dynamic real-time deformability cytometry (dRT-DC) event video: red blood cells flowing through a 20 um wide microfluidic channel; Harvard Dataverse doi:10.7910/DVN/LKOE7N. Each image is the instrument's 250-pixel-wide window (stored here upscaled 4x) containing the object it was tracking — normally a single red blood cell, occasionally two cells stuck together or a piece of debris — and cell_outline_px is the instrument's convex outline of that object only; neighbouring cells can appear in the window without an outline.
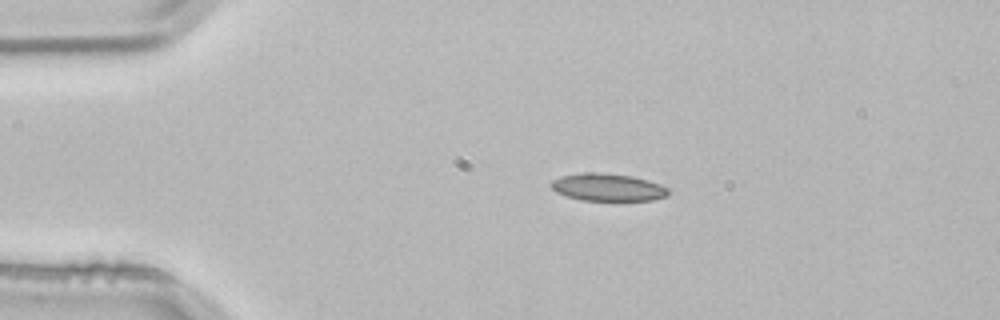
{"species": "common noctule bat (a hibernating species)", "species_latin": "Nyctalus noctula", "temperature_condition": "room temperature", "stored_images_in_passage": 2, "camera_frame_rate_fps": 3000, "um_per_image_px": 0.085, "animal": {"sex": "male", "body_mass_g": 21.5, "forearm_length_mm": 52.0}, "frame": {"image": 1, "passage_image": 1, "time_ms": 0.0, "image_size_px": [1000, 320], "cell_outline_px": [[668, 196], [652, 200], [580, 200], [556, 192], [548, 184], [552, 180], [560, 176], [584, 172], [600, 172], [632, 176], [648, 180], [660, 184], [668, 188]], "centroid_in_image_um": [51.64, 15.91], "position_along_channel_um": 33.4, "area_um2": 18.84}}